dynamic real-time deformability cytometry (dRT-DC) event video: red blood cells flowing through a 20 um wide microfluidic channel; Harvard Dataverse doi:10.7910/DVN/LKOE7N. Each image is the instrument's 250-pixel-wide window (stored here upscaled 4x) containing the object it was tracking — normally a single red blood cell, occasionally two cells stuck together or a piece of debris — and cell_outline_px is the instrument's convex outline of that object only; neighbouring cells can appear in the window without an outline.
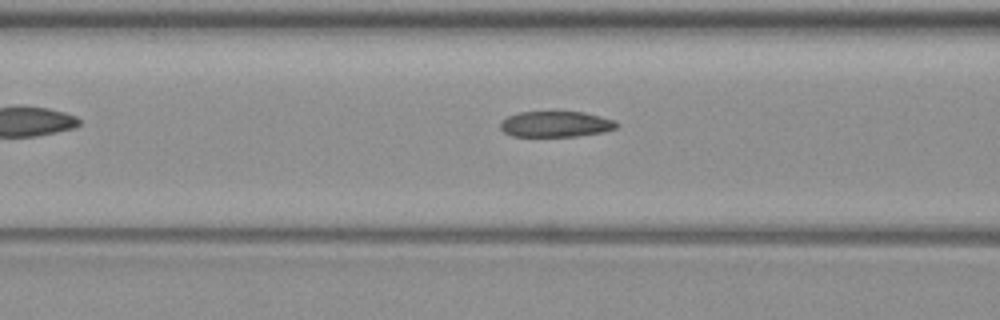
{"species": "common noctule bat (a hibernating species)", "species_latin": "Nyctalus noctula", "temperature_condition": "warm", "stored_images_in_passage": 5, "camera_frame_rate_fps": 3000, "um_per_image_px": 0.085, "animal": {"sex": "female", "body_mass_g": 19.3, "forearm_length_mm": 54.1}, "frame": {"image": 1, "passage_image": 5, "time_ms": 5.0, "image_size_px": [1000, 320], "cell_outline_px": [[620, 124], [616, 128], [604, 132], [580, 136], [512, 136], [504, 132], [500, 128], [500, 124], [508, 116], [516, 112], [584, 112], [616, 120]], "centroid_in_image_um": [47.28, 10.55], "position_along_channel_um": 119.3, "area_um2": 17.57}}